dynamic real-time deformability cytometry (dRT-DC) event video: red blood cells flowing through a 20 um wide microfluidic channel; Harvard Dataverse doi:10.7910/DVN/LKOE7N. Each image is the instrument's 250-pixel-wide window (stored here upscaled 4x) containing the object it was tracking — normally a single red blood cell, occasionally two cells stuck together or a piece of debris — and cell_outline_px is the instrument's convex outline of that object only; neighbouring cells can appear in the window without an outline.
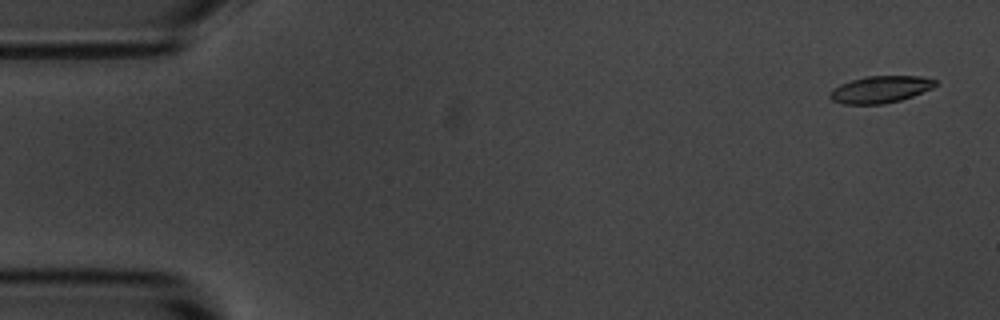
{"species": "common noctule bat (a hibernating species)", "species_latin": "Nyctalus noctula", "temperature_condition": "room temperature", "stored_images_in_passage": 56, "camera_frame_rate_fps": 3000, "um_per_image_px": 0.085, "animal": {"sex": "male", "body_mass_g": 20.1, "forearm_length_mm": 53.5}, "frame": {"image": 1, "passage_image": 3, "time_ms": 0.667, "image_size_px": [1000, 320], "cell_outline_px": [[936, 84], [932, 88], [912, 96], [900, 100], [884, 104], [844, 104], [832, 100], [828, 96], [840, 84], [852, 80], [868, 76], [920, 76], [936, 80]], "centroid_in_image_um": [74.84, 7.6], "position_along_channel_um": 10.2, "area_um2": 16.3}}
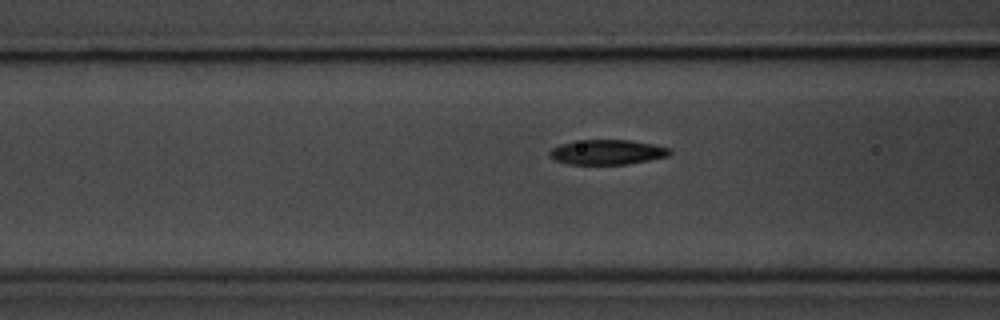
{"frame": {"image": 2, "passage_image": 22, "time_ms": 7.0, "image_size_px": [1000, 320], "cell_outline_px": [[672, 152], [668, 156], [628, 164], [568, 164], [556, 160], [548, 156], [548, 152], [552, 148], [560, 144], [572, 140], [632, 140], [672, 148]], "centroid_in_image_um": [51.6, 12.92], "position_along_channel_um": 115.0, "area_um2": 17.57}}
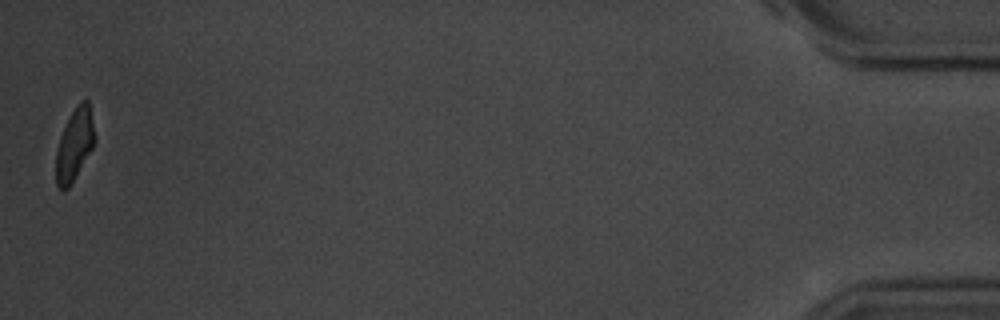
{"frame": {"image": 3, "passage_image": 56, "time_ms": 18.333, "image_size_px": [1000, 320], "cell_outline_px": [[96, 140], [92, 148], [72, 184], [64, 192], [56, 184], [56, 152], [60, 136], [76, 104], [80, 100], [88, 100], [96, 136]], "centroid_in_image_um": [6.34, 12.3], "position_along_channel_um": 428.9, "area_um2": 16.3}, "authors_computed_cell_mechanics": {"area_um2": 17.4556, "velocity_mm_per_s": 3.5935, "shape_relaxation_time_tau1_ms": 2.8115, "shape_relaxation_time_tau2_ms": 1.8321, "deformation_change_tau1": 0.1402, "deformation_change_tau2": 0.0677}}